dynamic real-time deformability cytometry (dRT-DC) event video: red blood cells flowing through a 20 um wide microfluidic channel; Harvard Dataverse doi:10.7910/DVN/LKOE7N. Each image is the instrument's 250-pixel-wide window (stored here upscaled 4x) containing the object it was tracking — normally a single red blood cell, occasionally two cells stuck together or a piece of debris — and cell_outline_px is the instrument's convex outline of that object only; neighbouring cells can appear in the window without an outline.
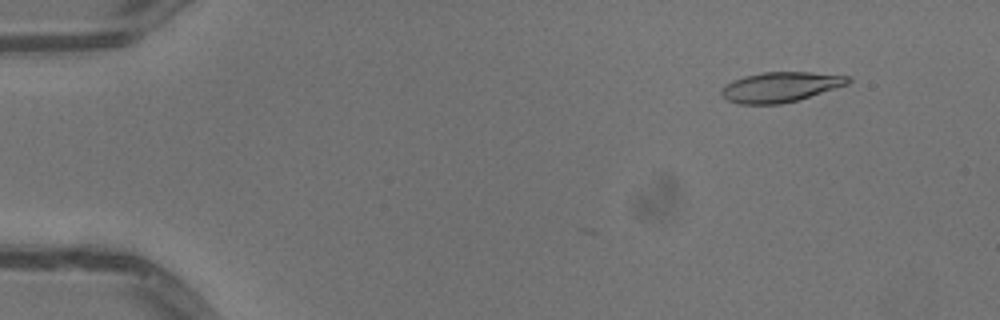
{"species": "common noctule bat (a hibernating species)", "species_latin": "Nyctalus noctula", "temperature_condition": "warm", "stored_images_in_passage": 6, "camera_frame_rate_fps": 3000, "um_per_image_px": 0.085, "animal": {"sex": "male", "body_mass_g": 13.3}, "frame": {"image": 1, "passage_image": 6, "time_ms": 1.667, "image_size_px": [1000, 320], "cell_outline_px": [[852, 80], [848, 84], [796, 100], [780, 104], [740, 104], [728, 100], [720, 92], [720, 88], [724, 84], [732, 80], [744, 76], [764, 72], [812, 72], [852, 76]], "centroid_in_image_um": [66.32, 7.38], "position_along_channel_um": 18.7, "area_um2": 22.14}}